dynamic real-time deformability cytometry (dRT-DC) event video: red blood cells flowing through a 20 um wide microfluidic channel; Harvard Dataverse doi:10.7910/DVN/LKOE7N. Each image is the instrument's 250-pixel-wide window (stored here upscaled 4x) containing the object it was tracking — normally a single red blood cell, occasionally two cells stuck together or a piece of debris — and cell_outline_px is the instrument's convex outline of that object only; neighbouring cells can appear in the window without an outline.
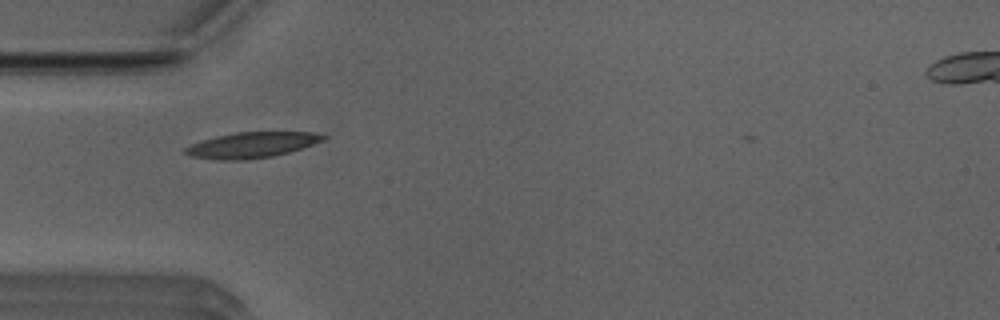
{"species": "Egyptian fruit bat (a non-hibernating species)", "species_latin": "Rousettus aegyptiacus", "temperature_condition": "room temperature", "stored_images_in_passage": 34, "camera_frame_rate_fps": 3000, "um_per_image_px": 0.085, "animal": {"sex": "male"}, "frame": {"image": 1, "passage_image": 1, "time_ms": 0.0, "image_size_px": [1000, 320], "cell_outline_px": [[328, 136], [324, 140], [288, 152], [272, 156], [244, 160], [216, 160], [192, 156], [184, 152], [184, 148], [192, 144], [216, 136], [236, 132], [316, 132]], "centroid_in_image_um": [21.41, 12.32], "position_along_channel_um": 63.6, "area_um2": 20.4}}
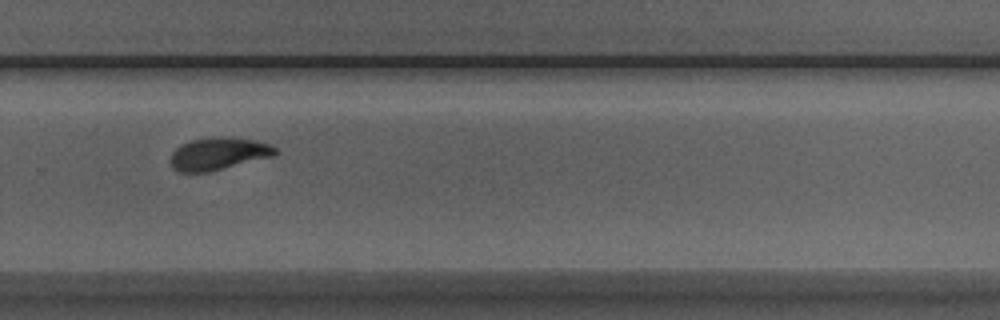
{"frame": {"image": 2, "passage_image": 20, "time_ms": 6.333, "image_size_px": [1000, 320], "cell_outline_px": [[280, 152], [276, 156], [208, 172], [176, 172], [172, 168], [172, 152], [180, 144], [188, 140], [220, 136], [228, 136], [256, 140], [272, 144]], "centroid_in_image_um": [18.63, 13.05], "position_along_channel_um": 311.2, "area_um2": 20.29}}
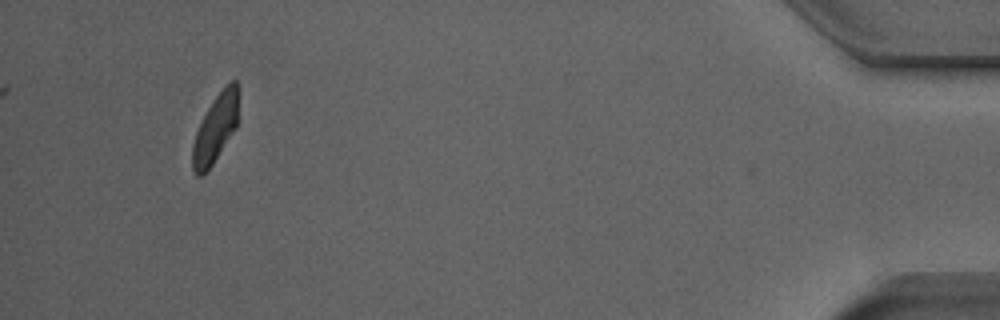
{"frame": {"image": 3, "passage_image": 34, "time_ms": 11.0, "image_size_px": [1000, 320], "cell_outline_px": [[240, 88], [236, 128], [212, 164], [200, 176], [196, 176], [192, 168], [192, 144], [196, 132], [208, 108], [216, 96], [232, 80], [236, 80]], "centroid_in_image_um": [18.33, 10.89], "position_along_channel_um": 416.9, "area_um2": 18.03}, "authors_computed_cell_mechanics": {"area_um2": 20.1433, "velocity_mm_per_s": 3.9195, "shape_relaxation_time_tau1_ms": 5.5224, "shape_relaxation_time_tau2_ms": 1.3226, "deformation_change_tau1": 0.1949, "deformation_change_tau2": 0.0725}}